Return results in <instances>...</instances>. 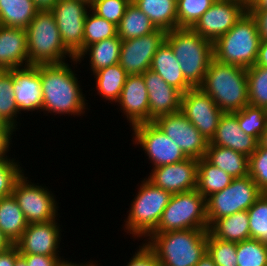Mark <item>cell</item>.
Returning <instances> with one entry per match:
<instances>
[{
    "instance_id": "cell-27",
    "label": "cell",
    "mask_w": 267,
    "mask_h": 266,
    "mask_svg": "<svg viewBox=\"0 0 267 266\" xmlns=\"http://www.w3.org/2000/svg\"><path fill=\"white\" fill-rule=\"evenodd\" d=\"M215 238L239 243L250 239L248 211H240L216 220L208 230Z\"/></svg>"
},
{
    "instance_id": "cell-49",
    "label": "cell",
    "mask_w": 267,
    "mask_h": 266,
    "mask_svg": "<svg viewBox=\"0 0 267 266\" xmlns=\"http://www.w3.org/2000/svg\"><path fill=\"white\" fill-rule=\"evenodd\" d=\"M254 66L267 67V40H261L257 60Z\"/></svg>"
},
{
    "instance_id": "cell-6",
    "label": "cell",
    "mask_w": 267,
    "mask_h": 266,
    "mask_svg": "<svg viewBox=\"0 0 267 266\" xmlns=\"http://www.w3.org/2000/svg\"><path fill=\"white\" fill-rule=\"evenodd\" d=\"M25 30L29 65L62 64L75 59L64 46L50 10L38 11Z\"/></svg>"
},
{
    "instance_id": "cell-47",
    "label": "cell",
    "mask_w": 267,
    "mask_h": 266,
    "mask_svg": "<svg viewBox=\"0 0 267 266\" xmlns=\"http://www.w3.org/2000/svg\"><path fill=\"white\" fill-rule=\"evenodd\" d=\"M248 11L256 18L261 40H267V10Z\"/></svg>"
},
{
    "instance_id": "cell-24",
    "label": "cell",
    "mask_w": 267,
    "mask_h": 266,
    "mask_svg": "<svg viewBox=\"0 0 267 266\" xmlns=\"http://www.w3.org/2000/svg\"><path fill=\"white\" fill-rule=\"evenodd\" d=\"M121 43L122 40L118 35L109 39H104L85 47L70 63L78 69L77 66L82 63V61L84 62V58H87L86 61L89 58V63H87L90 67L89 71L94 74L101 69L119 63Z\"/></svg>"
},
{
    "instance_id": "cell-32",
    "label": "cell",
    "mask_w": 267,
    "mask_h": 266,
    "mask_svg": "<svg viewBox=\"0 0 267 266\" xmlns=\"http://www.w3.org/2000/svg\"><path fill=\"white\" fill-rule=\"evenodd\" d=\"M233 178L225 171L209 163L204 157L198 159L196 190L206 199L211 194L225 189Z\"/></svg>"
},
{
    "instance_id": "cell-40",
    "label": "cell",
    "mask_w": 267,
    "mask_h": 266,
    "mask_svg": "<svg viewBox=\"0 0 267 266\" xmlns=\"http://www.w3.org/2000/svg\"><path fill=\"white\" fill-rule=\"evenodd\" d=\"M250 239L267 241V193H262L247 210Z\"/></svg>"
},
{
    "instance_id": "cell-45",
    "label": "cell",
    "mask_w": 267,
    "mask_h": 266,
    "mask_svg": "<svg viewBox=\"0 0 267 266\" xmlns=\"http://www.w3.org/2000/svg\"><path fill=\"white\" fill-rule=\"evenodd\" d=\"M138 248L125 266H160L155 253L146 245L145 242L140 243ZM124 266V265H123Z\"/></svg>"
},
{
    "instance_id": "cell-25",
    "label": "cell",
    "mask_w": 267,
    "mask_h": 266,
    "mask_svg": "<svg viewBox=\"0 0 267 266\" xmlns=\"http://www.w3.org/2000/svg\"><path fill=\"white\" fill-rule=\"evenodd\" d=\"M150 69L160 75L166 83L184 94L193 88L184 78L180 64L171 46L164 41L153 56Z\"/></svg>"
},
{
    "instance_id": "cell-36",
    "label": "cell",
    "mask_w": 267,
    "mask_h": 266,
    "mask_svg": "<svg viewBox=\"0 0 267 266\" xmlns=\"http://www.w3.org/2000/svg\"><path fill=\"white\" fill-rule=\"evenodd\" d=\"M238 124L245 134L255 137L258 141L267 128V116L264 107L246 105L235 112Z\"/></svg>"
},
{
    "instance_id": "cell-39",
    "label": "cell",
    "mask_w": 267,
    "mask_h": 266,
    "mask_svg": "<svg viewBox=\"0 0 267 266\" xmlns=\"http://www.w3.org/2000/svg\"><path fill=\"white\" fill-rule=\"evenodd\" d=\"M216 0H177V28H192Z\"/></svg>"
},
{
    "instance_id": "cell-20",
    "label": "cell",
    "mask_w": 267,
    "mask_h": 266,
    "mask_svg": "<svg viewBox=\"0 0 267 266\" xmlns=\"http://www.w3.org/2000/svg\"><path fill=\"white\" fill-rule=\"evenodd\" d=\"M149 98V122L163 115L181 111L182 93L170 86L155 71L148 69L142 74Z\"/></svg>"
},
{
    "instance_id": "cell-38",
    "label": "cell",
    "mask_w": 267,
    "mask_h": 266,
    "mask_svg": "<svg viewBox=\"0 0 267 266\" xmlns=\"http://www.w3.org/2000/svg\"><path fill=\"white\" fill-rule=\"evenodd\" d=\"M238 266H267V246L265 242L248 239L237 243Z\"/></svg>"
},
{
    "instance_id": "cell-5",
    "label": "cell",
    "mask_w": 267,
    "mask_h": 266,
    "mask_svg": "<svg viewBox=\"0 0 267 266\" xmlns=\"http://www.w3.org/2000/svg\"><path fill=\"white\" fill-rule=\"evenodd\" d=\"M260 41L256 18L247 10L230 31L213 42L214 59L245 69L253 67Z\"/></svg>"
},
{
    "instance_id": "cell-42",
    "label": "cell",
    "mask_w": 267,
    "mask_h": 266,
    "mask_svg": "<svg viewBox=\"0 0 267 266\" xmlns=\"http://www.w3.org/2000/svg\"><path fill=\"white\" fill-rule=\"evenodd\" d=\"M10 157L7 154L0 159V197L12 195L15 183L25 173L20 160H16L15 155Z\"/></svg>"
},
{
    "instance_id": "cell-51",
    "label": "cell",
    "mask_w": 267,
    "mask_h": 266,
    "mask_svg": "<svg viewBox=\"0 0 267 266\" xmlns=\"http://www.w3.org/2000/svg\"><path fill=\"white\" fill-rule=\"evenodd\" d=\"M63 255L62 257H60L58 259V262H57V265L56 266H100V263L98 264L97 261L94 262V260H90V261H87L86 263L85 262H79L78 263L75 261H69L67 258L63 259ZM97 263V264H96Z\"/></svg>"
},
{
    "instance_id": "cell-34",
    "label": "cell",
    "mask_w": 267,
    "mask_h": 266,
    "mask_svg": "<svg viewBox=\"0 0 267 266\" xmlns=\"http://www.w3.org/2000/svg\"><path fill=\"white\" fill-rule=\"evenodd\" d=\"M0 115L15 131L20 129L19 119L22 118L18 117L20 114L14 98L11 70H0Z\"/></svg>"
},
{
    "instance_id": "cell-22",
    "label": "cell",
    "mask_w": 267,
    "mask_h": 266,
    "mask_svg": "<svg viewBox=\"0 0 267 266\" xmlns=\"http://www.w3.org/2000/svg\"><path fill=\"white\" fill-rule=\"evenodd\" d=\"M212 145L233 149L250 157L259 144V141L241 130L238 124L237 114L223 113L220 118L214 137L211 139Z\"/></svg>"
},
{
    "instance_id": "cell-7",
    "label": "cell",
    "mask_w": 267,
    "mask_h": 266,
    "mask_svg": "<svg viewBox=\"0 0 267 266\" xmlns=\"http://www.w3.org/2000/svg\"><path fill=\"white\" fill-rule=\"evenodd\" d=\"M138 186V191L131 201L124 219L122 228L128 235H132L133 241L147 238L157 227L161 215L169 204L171 193L153 185L143 178Z\"/></svg>"
},
{
    "instance_id": "cell-14",
    "label": "cell",
    "mask_w": 267,
    "mask_h": 266,
    "mask_svg": "<svg viewBox=\"0 0 267 266\" xmlns=\"http://www.w3.org/2000/svg\"><path fill=\"white\" fill-rule=\"evenodd\" d=\"M181 112L208 142L214 137L224 113L200 87L191 88L182 94Z\"/></svg>"
},
{
    "instance_id": "cell-26",
    "label": "cell",
    "mask_w": 267,
    "mask_h": 266,
    "mask_svg": "<svg viewBox=\"0 0 267 266\" xmlns=\"http://www.w3.org/2000/svg\"><path fill=\"white\" fill-rule=\"evenodd\" d=\"M204 158L232 178L249 175V157L233 149L208 143Z\"/></svg>"
},
{
    "instance_id": "cell-8",
    "label": "cell",
    "mask_w": 267,
    "mask_h": 266,
    "mask_svg": "<svg viewBox=\"0 0 267 266\" xmlns=\"http://www.w3.org/2000/svg\"><path fill=\"white\" fill-rule=\"evenodd\" d=\"M187 229H209L206 199L196 189L172 194L152 233Z\"/></svg>"
},
{
    "instance_id": "cell-52",
    "label": "cell",
    "mask_w": 267,
    "mask_h": 266,
    "mask_svg": "<svg viewBox=\"0 0 267 266\" xmlns=\"http://www.w3.org/2000/svg\"><path fill=\"white\" fill-rule=\"evenodd\" d=\"M59 0H33L39 11L51 10Z\"/></svg>"
},
{
    "instance_id": "cell-33",
    "label": "cell",
    "mask_w": 267,
    "mask_h": 266,
    "mask_svg": "<svg viewBox=\"0 0 267 266\" xmlns=\"http://www.w3.org/2000/svg\"><path fill=\"white\" fill-rule=\"evenodd\" d=\"M117 28L121 40L138 38L157 30L152 21L132 1L126 7Z\"/></svg>"
},
{
    "instance_id": "cell-12",
    "label": "cell",
    "mask_w": 267,
    "mask_h": 266,
    "mask_svg": "<svg viewBox=\"0 0 267 266\" xmlns=\"http://www.w3.org/2000/svg\"><path fill=\"white\" fill-rule=\"evenodd\" d=\"M50 11L64 46L76 57L84 49V24L90 4L83 0H59Z\"/></svg>"
},
{
    "instance_id": "cell-18",
    "label": "cell",
    "mask_w": 267,
    "mask_h": 266,
    "mask_svg": "<svg viewBox=\"0 0 267 266\" xmlns=\"http://www.w3.org/2000/svg\"><path fill=\"white\" fill-rule=\"evenodd\" d=\"M60 220L28 224L14 243L20 254L60 255L62 237Z\"/></svg>"
},
{
    "instance_id": "cell-10",
    "label": "cell",
    "mask_w": 267,
    "mask_h": 266,
    "mask_svg": "<svg viewBox=\"0 0 267 266\" xmlns=\"http://www.w3.org/2000/svg\"><path fill=\"white\" fill-rule=\"evenodd\" d=\"M27 174L15 183L12 195L21 208L28 224L59 220V200L43 184L32 183ZM29 179V180H28ZM59 216V217H58Z\"/></svg>"
},
{
    "instance_id": "cell-21",
    "label": "cell",
    "mask_w": 267,
    "mask_h": 266,
    "mask_svg": "<svg viewBox=\"0 0 267 266\" xmlns=\"http://www.w3.org/2000/svg\"><path fill=\"white\" fill-rule=\"evenodd\" d=\"M13 73V91L19 114L42 112L41 80L38 65H30L11 70Z\"/></svg>"
},
{
    "instance_id": "cell-35",
    "label": "cell",
    "mask_w": 267,
    "mask_h": 266,
    "mask_svg": "<svg viewBox=\"0 0 267 266\" xmlns=\"http://www.w3.org/2000/svg\"><path fill=\"white\" fill-rule=\"evenodd\" d=\"M117 35L118 28L115 24L97 16L91 10L87 13L84 24V48Z\"/></svg>"
},
{
    "instance_id": "cell-44",
    "label": "cell",
    "mask_w": 267,
    "mask_h": 266,
    "mask_svg": "<svg viewBox=\"0 0 267 266\" xmlns=\"http://www.w3.org/2000/svg\"><path fill=\"white\" fill-rule=\"evenodd\" d=\"M249 176L262 193H267V149L259 144L249 157Z\"/></svg>"
},
{
    "instance_id": "cell-17",
    "label": "cell",
    "mask_w": 267,
    "mask_h": 266,
    "mask_svg": "<svg viewBox=\"0 0 267 266\" xmlns=\"http://www.w3.org/2000/svg\"><path fill=\"white\" fill-rule=\"evenodd\" d=\"M145 177L156 187L171 194H178L196 189L198 159H187L169 165L152 168Z\"/></svg>"
},
{
    "instance_id": "cell-1",
    "label": "cell",
    "mask_w": 267,
    "mask_h": 266,
    "mask_svg": "<svg viewBox=\"0 0 267 266\" xmlns=\"http://www.w3.org/2000/svg\"><path fill=\"white\" fill-rule=\"evenodd\" d=\"M75 70L68 61L62 64L38 65L43 96L42 112L47 114L45 116L50 113L54 116L83 117L87 109L90 110Z\"/></svg>"
},
{
    "instance_id": "cell-19",
    "label": "cell",
    "mask_w": 267,
    "mask_h": 266,
    "mask_svg": "<svg viewBox=\"0 0 267 266\" xmlns=\"http://www.w3.org/2000/svg\"><path fill=\"white\" fill-rule=\"evenodd\" d=\"M116 103L129 127L149 122V98L142 74L127 76Z\"/></svg>"
},
{
    "instance_id": "cell-57",
    "label": "cell",
    "mask_w": 267,
    "mask_h": 266,
    "mask_svg": "<svg viewBox=\"0 0 267 266\" xmlns=\"http://www.w3.org/2000/svg\"><path fill=\"white\" fill-rule=\"evenodd\" d=\"M259 145L263 148L267 149V128L266 130L262 133L260 139H259Z\"/></svg>"
},
{
    "instance_id": "cell-29",
    "label": "cell",
    "mask_w": 267,
    "mask_h": 266,
    "mask_svg": "<svg viewBox=\"0 0 267 266\" xmlns=\"http://www.w3.org/2000/svg\"><path fill=\"white\" fill-rule=\"evenodd\" d=\"M90 75H93L95 79L96 95L104 99V102L110 101L108 104L115 103L116 105L128 76L120 64L106 67Z\"/></svg>"
},
{
    "instance_id": "cell-9",
    "label": "cell",
    "mask_w": 267,
    "mask_h": 266,
    "mask_svg": "<svg viewBox=\"0 0 267 266\" xmlns=\"http://www.w3.org/2000/svg\"><path fill=\"white\" fill-rule=\"evenodd\" d=\"M261 194L257 184L249 175L233 178L225 189L206 198L208 226L222 217L248 210Z\"/></svg>"
},
{
    "instance_id": "cell-53",
    "label": "cell",
    "mask_w": 267,
    "mask_h": 266,
    "mask_svg": "<svg viewBox=\"0 0 267 266\" xmlns=\"http://www.w3.org/2000/svg\"><path fill=\"white\" fill-rule=\"evenodd\" d=\"M248 10H267V0H247Z\"/></svg>"
},
{
    "instance_id": "cell-48",
    "label": "cell",
    "mask_w": 267,
    "mask_h": 266,
    "mask_svg": "<svg viewBox=\"0 0 267 266\" xmlns=\"http://www.w3.org/2000/svg\"><path fill=\"white\" fill-rule=\"evenodd\" d=\"M20 256L17 247L13 244L6 251L0 253V266H14L15 260Z\"/></svg>"
},
{
    "instance_id": "cell-50",
    "label": "cell",
    "mask_w": 267,
    "mask_h": 266,
    "mask_svg": "<svg viewBox=\"0 0 267 266\" xmlns=\"http://www.w3.org/2000/svg\"><path fill=\"white\" fill-rule=\"evenodd\" d=\"M0 134L12 145V139L16 131L0 115ZM13 135V136H12Z\"/></svg>"
},
{
    "instance_id": "cell-41",
    "label": "cell",
    "mask_w": 267,
    "mask_h": 266,
    "mask_svg": "<svg viewBox=\"0 0 267 266\" xmlns=\"http://www.w3.org/2000/svg\"><path fill=\"white\" fill-rule=\"evenodd\" d=\"M236 249L237 243L217 239L208 231L207 252L216 266H238Z\"/></svg>"
},
{
    "instance_id": "cell-59",
    "label": "cell",
    "mask_w": 267,
    "mask_h": 266,
    "mask_svg": "<svg viewBox=\"0 0 267 266\" xmlns=\"http://www.w3.org/2000/svg\"><path fill=\"white\" fill-rule=\"evenodd\" d=\"M83 1H86L89 4H91L93 2V0H83Z\"/></svg>"
},
{
    "instance_id": "cell-54",
    "label": "cell",
    "mask_w": 267,
    "mask_h": 266,
    "mask_svg": "<svg viewBox=\"0 0 267 266\" xmlns=\"http://www.w3.org/2000/svg\"><path fill=\"white\" fill-rule=\"evenodd\" d=\"M11 144L0 134V159L11 151Z\"/></svg>"
},
{
    "instance_id": "cell-28",
    "label": "cell",
    "mask_w": 267,
    "mask_h": 266,
    "mask_svg": "<svg viewBox=\"0 0 267 266\" xmlns=\"http://www.w3.org/2000/svg\"><path fill=\"white\" fill-rule=\"evenodd\" d=\"M157 29L177 28V0H131Z\"/></svg>"
},
{
    "instance_id": "cell-56",
    "label": "cell",
    "mask_w": 267,
    "mask_h": 266,
    "mask_svg": "<svg viewBox=\"0 0 267 266\" xmlns=\"http://www.w3.org/2000/svg\"><path fill=\"white\" fill-rule=\"evenodd\" d=\"M13 244L0 230V253L6 251Z\"/></svg>"
},
{
    "instance_id": "cell-3",
    "label": "cell",
    "mask_w": 267,
    "mask_h": 266,
    "mask_svg": "<svg viewBox=\"0 0 267 266\" xmlns=\"http://www.w3.org/2000/svg\"><path fill=\"white\" fill-rule=\"evenodd\" d=\"M200 88L224 113H233L249 105L245 68L213 59Z\"/></svg>"
},
{
    "instance_id": "cell-43",
    "label": "cell",
    "mask_w": 267,
    "mask_h": 266,
    "mask_svg": "<svg viewBox=\"0 0 267 266\" xmlns=\"http://www.w3.org/2000/svg\"><path fill=\"white\" fill-rule=\"evenodd\" d=\"M130 2L131 0H93L90 10L118 26Z\"/></svg>"
},
{
    "instance_id": "cell-46",
    "label": "cell",
    "mask_w": 267,
    "mask_h": 266,
    "mask_svg": "<svg viewBox=\"0 0 267 266\" xmlns=\"http://www.w3.org/2000/svg\"><path fill=\"white\" fill-rule=\"evenodd\" d=\"M28 266H56L61 255L20 254Z\"/></svg>"
},
{
    "instance_id": "cell-16",
    "label": "cell",
    "mask_w": 267,
    "mask_h": 266,
    "mask_svg": "<svg viewBox=\"0 0 267 266\" xmlns=\"http://www.w3.org/2000/svg\"><path fill=\"white\" fill-rule=\"evenodd\" d=\"M166 31H156L134 39L122 40L119 64L128 75L143 74L150 69L153 56L164 43Z\"/></svg>"
},
{
    "instance_id": "cell-4",
    "label": "cell",
    "mask_w": 267,
    "mask_h": 266,
    "mask_svg": "<svg viewBox=\"0 0 267 266\" xmlns=\"http://www.w3.org/2000/svg\"><path fill=\"white\" fill-rule=\"evenodd\" d=\"M165 41L171 46L185 80L200 87L211 61L213 42L197 34L192 28H175L166 32Z\"/></svg>"
},
{
    "instance_id": "cell-23",
    "label": "cell",
    "mask_w": 267,
    "mask_h": 266,
    "mask_svg": "<svg viewBox=\"0 0 267 266\" xmlns=\"http://www.w3.org/2000/svg\"><path fill=\"white\" fill-rule=\"evenodd\" d=\"M30 66L25 29L0 25V70Z\"/></svg>"
},
{
    "instance_id": "cell-11",
    "label": "cell",
    "mask_w": 267,
    "mask_h": 266,
    "mask_svg": "<svg viewBox=\"0 0 267 266\" xmlns=\"http://www.w3.org/2000/svg\"><path fill=\"white\" fill-rule=\"evenodd\" d=\"M133 145L143 149L153 168L181 162L188 157L154 123H140L131 128ZM140 146V147H139Z\"/></svg>"
},
{
    "instance_id": "cell-15",
    "label": "cell",
    "mask_w": 267,
    "mask_h": 266,
    "mask_svg": "<svg viewBox=\"0 0 267 266\" xmlns=\"http://www.w3.org/2000/svg\"><path fill=\"white\" fill-rule=\"evenodd\" d=\"M153 122L187 157L201 159L205 156L209 142L181 111L160 116Z\"/></svg>"
},
{
    "instance_id": "cell-2",
    "label": "cell",
    "mask_w": 267,
    "mask_h": 266,
    "mask_svg": "<svg viewBox=\"0 0 267 266\" xmlns=\"http://www.w3.org/2000/svg\"><path fill=\"white\" fill-rule=\"evenodd\" d=\"M208 230L151 233L143 242L155 253L160 266H195L207 251Z\"/></svg>"
},
{
    "instance_id": "cell-58",
    "label": "cell",
    "mask_w": 267,
    "mask_h": 266,
    "mask_svg": "<svg viewBox=\"0 0 267 266\" xmlns=\"http://www.w3.org/2000/svg\"><path fill=\"white\" fill-rule=\"evenodd\" d=\"M14 266H28V265H27V262L21 256H19L15 260Z\"/></svg>"
},
{
    "instance_id": "cell-37",
    "label": "cell",
    "mask_w": 267,
    "mask_h": 266,
    "mask_svg": "<svg viewBox=\"0 0 267 266\" xmlns=\"http://www.w3.org/2000/svg\"><path fill=\"white\" fill-rule=\"evenodd\" d=\"M249 105L267 107V67L246 68Z\"/></svg>"
},
{
    "instance_id": "cell-13",
    "label": "cell",
    "mask_w": 267,
    "mask_h": 266,
    "mask_svg": "<svg viewBox=\"0 0 267 266\" xmlns=\"http://www.w3.org/2000/svg\"><path fill=\"white\" fill-rule=\"evenodd\" d=\"M247 10V0H216L192 29L214 42L230 31Z\"/></svg>"
},
{
    "instance_id": "cell-31",
    "label": "cell",
    "mask_w": 267,
    "mask_h": 266,
    "mask_svg": "<svg viewBox=\"0 0 267 266\" xmlns=\"http://www.w3.org/2000/svg\"><path fill=\"white\" fill-rule=\"evenodd\" d=\"M38 11L33 0H0V25L26 29Z\"/></svg>"
},
{
    "instance_id": "cell-30",
    "label": "cell",
    "mask_w": 267,
    "mask_h": 266,
    "mask_svg": "<svg viewBox=\"0 0 267 266\" xmlns=\"http://www.w3.org/2000/svg\"><path fill=\"white\" fill-rule=\"evenodd\" d=\"M28 223L13 195L0 197V230L14 244Z\"/></svg>"
},
{
    "instance_id": "cell-55",
    "label": "cell",
    "mask_w": 267,
    "mask_h": 266,
    "mask_svg": "<svg viewBox=\"0 0 267 266\" xmlns=\"http://www.w3.org/2000/svg\"><path fill=\"white\" fill-rule=\"evenodd\" d=\"M195 266H216V264L213 262L212 257L206 251Z\"/></svg>"
}]
</instances>
